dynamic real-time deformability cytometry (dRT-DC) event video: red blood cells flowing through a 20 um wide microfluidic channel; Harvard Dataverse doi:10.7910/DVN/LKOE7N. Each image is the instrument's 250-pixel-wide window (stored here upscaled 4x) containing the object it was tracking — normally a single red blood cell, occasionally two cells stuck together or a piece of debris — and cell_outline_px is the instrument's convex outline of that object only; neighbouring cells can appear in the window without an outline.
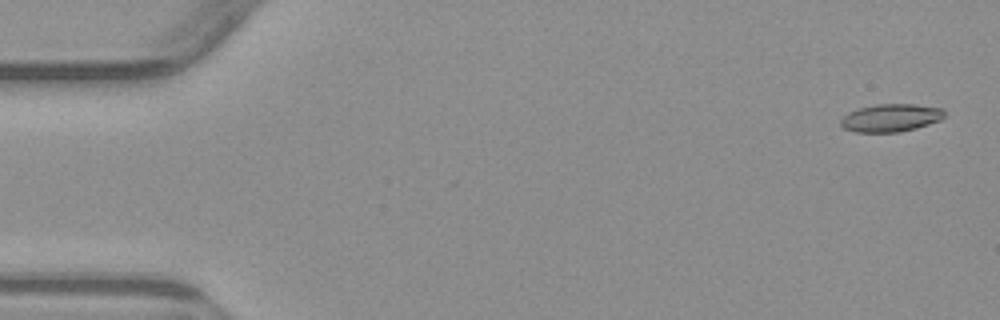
{"species": "common noctule bat (a hibernating species)", "species_latin": "Nyctalus noctula", "temperature_condition": "warm", "stored_images_in_passage": 6, "segment_of_instrument_passage": [1, 2], "camera_frame_rate_fps": 3000, "um_per_image_px": 0.085, "animal": {"sex": "male", "body_mass_g": 23.1, "forearm_length_mm": 52.7}, "frame": {"image": 1, "passage_image": 1, "time_ms": 0.0, "image_size_px": [1000, 320], "cell_outline_px": [[944, 116], [940, 120], [916, 128], [900, 132], [856, 132], [844, 128], [840, 124], [840, 120], [848, 112], [860, 108], [876, 104], [916, 104], [944, 108]], "centroid_in_image_um": [75.73, 10.01], "position_along_channel_um": 9.3, "area_um2": 16.82}}
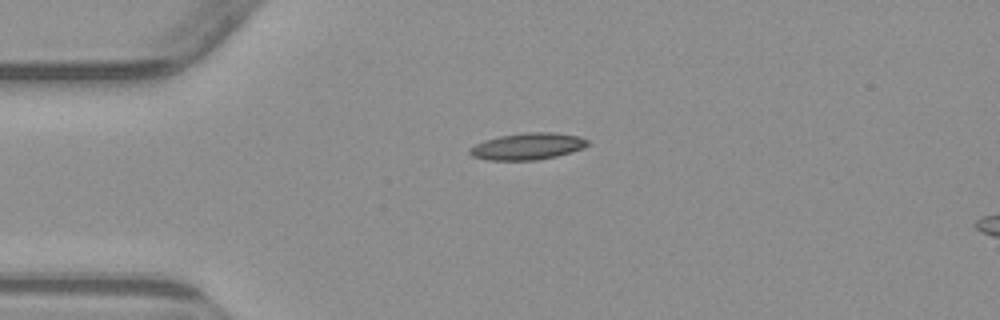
{"frame": {"image": 2, "passage_image": 4, "time_ms": 3.667, "image_size_px": [1000, 320], "cell_outline_px": [[588, 144], [584, 148], [556, 156], [536, 160], [488, 160], [472, 156], [468, 152], [468, 148], [484, 140], [500, 136], [528, 132], [552, 132], [580, 136], [588, 140]], "centroid_in_image_um": [44.83, 12.44], "position_along_channel_um": 40.2, "area_um2": 18.32}}